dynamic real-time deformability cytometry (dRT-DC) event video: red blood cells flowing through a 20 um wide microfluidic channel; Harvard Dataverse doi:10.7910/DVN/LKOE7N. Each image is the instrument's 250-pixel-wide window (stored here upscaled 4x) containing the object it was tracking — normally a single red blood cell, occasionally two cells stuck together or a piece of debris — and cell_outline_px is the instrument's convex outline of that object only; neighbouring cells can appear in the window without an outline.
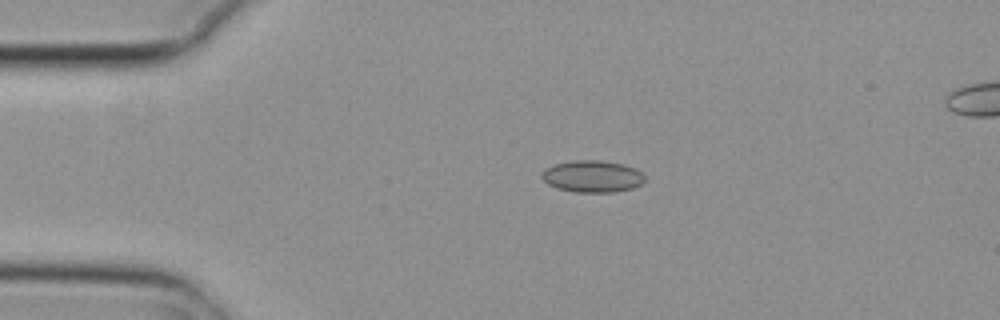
{"species": "common noctule bat (a hibernating species)", "species_latin": "Nyctalus noctula", "temperature_condition": "cold", "stored_images_in_passage": 3, "camera_frame_rate_fps": 3000, "um_per_image_px": 0.085, "animal": {"sex": "female", "body_mass_g": 29.2, "forearm_length_mm": 56.3}, "frame": {"image": 1, "passage_image": 1, "time_ms": 0.0, "image_size_px": [1000, 320], "cell_outline_px": [[644, 180], [640, 184], [632, 188], [612, 192], [576, 192], [556, 188], [548, 184], [540, 176], [540, 172], [544, 168], [552, 164], [576, 160], [600, 160], [624, 164], [636, 168], [644, 176]], "centroid_in_image_um": [50.3, 14.98], "position_along_channel_um": 34.7, "area_um2": 19.25}}